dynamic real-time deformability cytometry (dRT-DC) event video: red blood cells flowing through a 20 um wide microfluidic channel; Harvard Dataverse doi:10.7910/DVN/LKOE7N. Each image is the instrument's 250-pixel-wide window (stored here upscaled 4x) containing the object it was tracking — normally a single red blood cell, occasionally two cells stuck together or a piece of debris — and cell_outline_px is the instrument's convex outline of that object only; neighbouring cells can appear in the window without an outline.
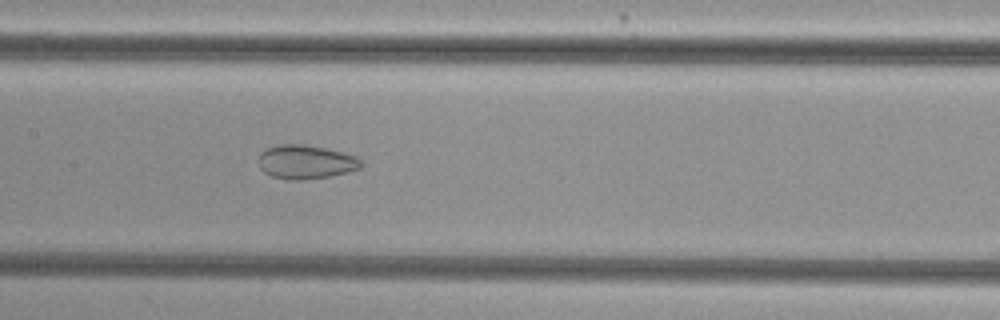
{"species": "common noctule bat (a hibernating species)", "species_latin": "Nyctalus noctula", "temperature_condition": "cold", "stored_images_in_passage": 54, "camera_frame_rate_fps": 3000, "um_per_image_px": 0.085, "animal": {"sex": "female", "body_mass_g": 29.2, "forearm_length_mm": 56.3}, "frame": {"image": 1, "passage_image": 27, "time_ms": 8.667, "image_size_px": [1000, 320], "cell_outline_px": [[364, 164], [360, 168], [328, 176], [300, 180], [292, 180], [272, 176], [264, 172], [260, 168], [260, 152], [268, 148], [280, 144], [300, 144], [324, 148], [356, 156]], "centroid_in_image_um": [25.98, 13.76], "position_along_channel_um": 181.4, "area_um2": 19.83}}
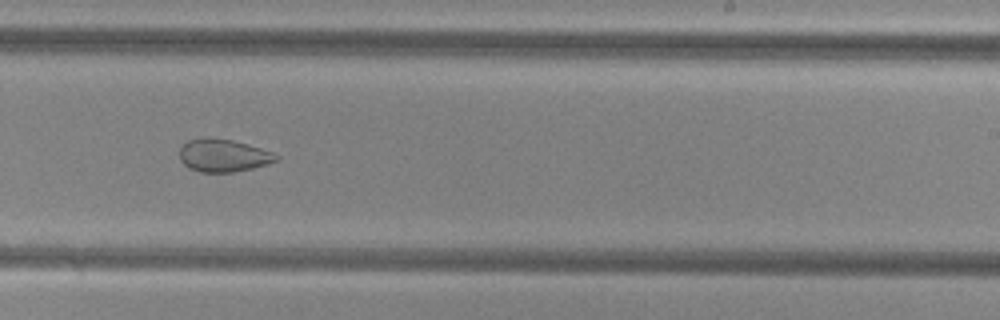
{"frame": {"image": 2, "passage_image": 34, "time_ms": 11.0, "image_size_px": [1000, 320], "cell_outline_px": [[280, 156], [276, 160], [252, 168], [232, 172], [200, 172], [188, 168], [180, 160], [180, 148], [188, 140], [204, 136], [208, 136], [232, 140], [248, 144], [272, 152]], "centroid_in_image_um": [18.93, 13.19], "position_along_channel_um": 270.1, "area_um2": 18.44}}
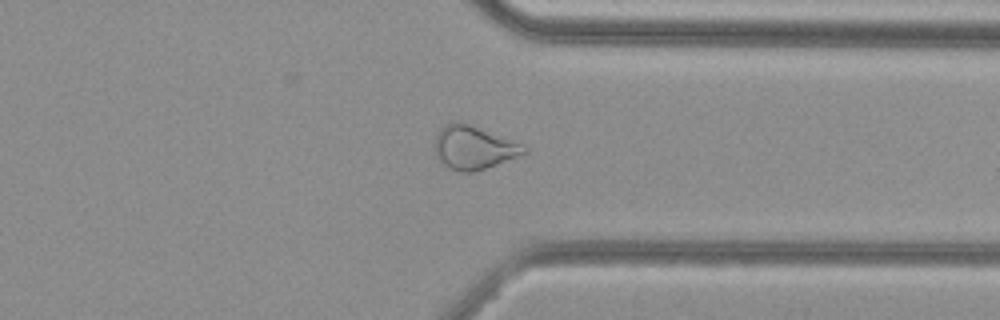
{"frame": {"image": 3, "passage_image": 42, "time_ms": 13.667, "image_size_px": [1000, 320], "cell_outline_px": [[528, 152], [496, 164], [472, 172], [460, 172], [444, 164], [436, 156], [436, 136], [440, 128], [444, 124], [456, 120], [460, 120], [520, 144], [528, 148]], "centroid_in_image_um": [40.23, 12.52], "position_along_channel_um": 371.2, "area_um2": 22.08}, "authors_computed_cell_mechanics": {"area_um2": 26.299, "velocity_mm_per_s": 3.8122, "shape_relaxation_time_tau1_ms": null, "shape_relaxation_time_tau2_ms": 2.3825, "deformation_change_tau1": null, "deformation_change_tau2": 0.0824}}